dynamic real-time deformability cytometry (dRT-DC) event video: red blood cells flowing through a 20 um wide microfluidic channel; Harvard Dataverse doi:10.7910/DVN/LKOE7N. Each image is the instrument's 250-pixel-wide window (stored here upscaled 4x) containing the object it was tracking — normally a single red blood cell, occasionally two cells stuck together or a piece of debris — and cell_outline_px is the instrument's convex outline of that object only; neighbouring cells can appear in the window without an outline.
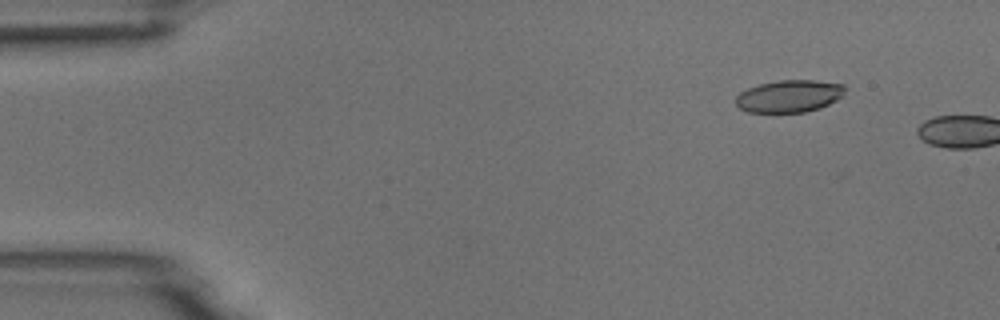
{"species": "common noctule bat (a hibernating species)", "species_latin": "Nyctalus noctula", "temperature_condition": "room temperature", "stored_images_in_passage": 8, "camera_frame_rate_fps": 3000, "um_per_image_px": 0.085, "animal": {"sex": "male", "body_mass_g": 18.8}, "frame": {"image": 1, "passage_image": 6, "time_ms": 1.667, "image_size_px": [1000, 320], "cell_outline_px": [[844, 96], [820, 108], [804, 112], [748, 112], [740, 108], [736, 104], [736, 96], [740, 92], [748, 88], [760, 84], [776, 80], [816, 80], [844, 84]], "centroid_in_image_um": [67.09, 8.16], "position_along_channel_um": 17.9, "area_um2": 20.58}}